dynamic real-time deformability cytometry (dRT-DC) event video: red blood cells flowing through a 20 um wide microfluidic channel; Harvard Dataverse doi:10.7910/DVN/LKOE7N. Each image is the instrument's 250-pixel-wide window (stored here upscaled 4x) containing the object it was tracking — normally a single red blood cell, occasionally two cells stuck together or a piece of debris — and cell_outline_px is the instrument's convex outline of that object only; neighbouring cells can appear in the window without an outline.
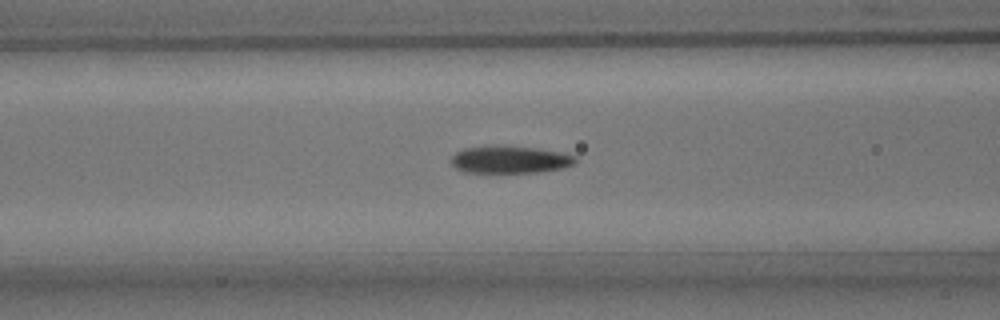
{"species": "common noctule bat (a hibernating species)", "species_latin": "Nyctalus noctula", "temperature_condition": "room temperature", "stored_images_in_passage": 37, "camera_frame_rate_fps": 3000, "um_per_image_px": 0.085, "animal": {"sex": "male", "body_mass_g": 15.6}, "frame": {"image": 1, "passage_image": 5, "time_ms": 1.333, "image_size_px": [1000, 320], "cell_outline_px": [[576, 164], [564, 168], [540, 172], [464, 172], [456, 168], [452, 164], [452, 156], [456, 152], [464, 148], [536, 148], [560, 152], [576, 156]], "centroid_in_image_um": [43.41, 13.61], "position_along_channel_um": 123.2, "area_um2": 19.02}}
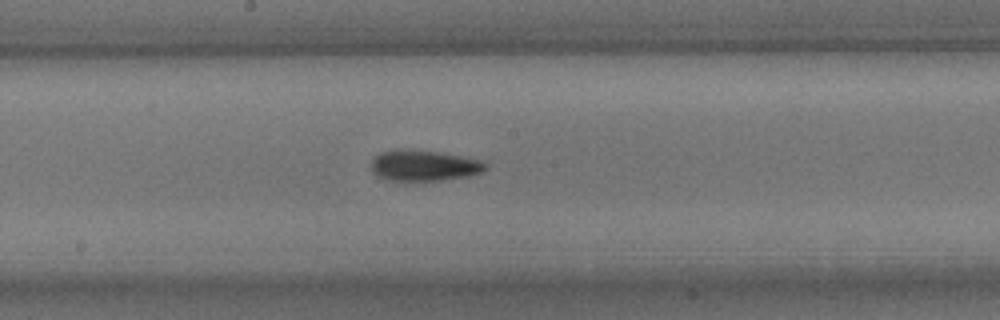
{"frame": {"image": 2, "passage_image": 12, "time_ms": 3.667, "image_size_px": [1000, 320], "cell_outline_px": [[488, 168], [480, 172], [468, 176], [444, 180], [388, 180], [376, 176], [372, 172], [372, 160], [380, 152], [396, 148], [400, 148], [436, 152], [460, 156], [480, 160], [488, 164]], "centroid_in_image_um": [36.01, 14.06], "position_along_channel_um": 212.2, "area_um2": 20.52}}
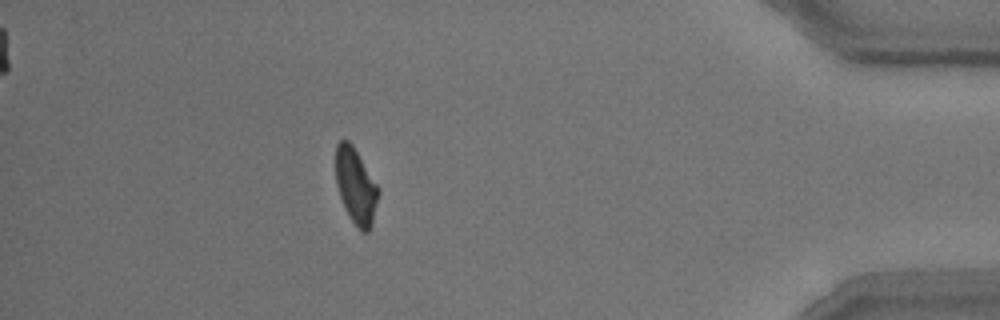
{"frame": {"image": 3, "passage_image": 31, "time_ms": 10.0, "image_size_px": [1000, 320], "cell_outline_px": [[380, 192], [372, 224], [368, 232], [360, 232], [348, 216], [344, 208], [336, 184], [336, 144], [340, 140], [348, 140], [352, 144], [380, 188]], "centroid_in_image_um": [30.25, 15.84], "position_along_channel_um": 404.9, "area_um2": 19.02}, "authors_computed_cell_mechanics": {"area_um2": 19.7676, "velocity_mm_per_s": 3.8013, "shape_relaxation_time_tau1_ms": 2.8809, "shape_relaxation_time_tau2_ms": 2.3965, "deformation_change_tau1": 0.1345, "deformation_change_tau2": 0.0858}}